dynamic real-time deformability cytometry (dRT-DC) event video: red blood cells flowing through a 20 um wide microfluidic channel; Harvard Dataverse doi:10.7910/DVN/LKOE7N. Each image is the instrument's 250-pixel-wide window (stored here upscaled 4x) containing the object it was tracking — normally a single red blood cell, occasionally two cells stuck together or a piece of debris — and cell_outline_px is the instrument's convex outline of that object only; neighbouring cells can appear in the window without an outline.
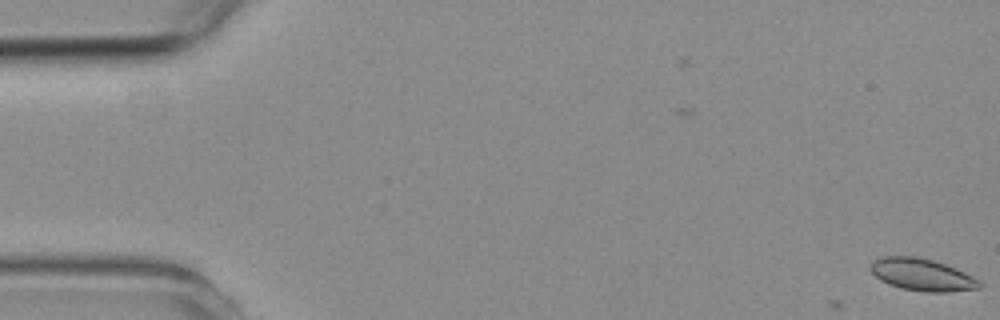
{"species": "common noctule bat (a hibernating species)", "species_latin": "Nyctalus noctula", "temperature_condition": "room temperature", "stored_images_in_passage": 6, "camera_frame_rate_fps": 3000, "um_per_image_px": 0.085, "animal": {"sex": "female", "body_mass_g": 19.3, "forearm_length_mm": 54.1}, "frame": {"image": 1, "passage_image": 1, "time_ms": 0.0, "image_size_px": [1000, 320], "cell_outline_px": [[984, 284], [980, 288], [948, 292], [924, 292], [900, 288], [888, 284], [880, 280], [872, 272], [872, 260], [880, 256], [916, 256], [932, 260], [956, 268], [980, 280]], "centroid_in_image_um": [78.39, 23.35], "position_along_channel_um": 6.6, "area_um2": 20.52}}